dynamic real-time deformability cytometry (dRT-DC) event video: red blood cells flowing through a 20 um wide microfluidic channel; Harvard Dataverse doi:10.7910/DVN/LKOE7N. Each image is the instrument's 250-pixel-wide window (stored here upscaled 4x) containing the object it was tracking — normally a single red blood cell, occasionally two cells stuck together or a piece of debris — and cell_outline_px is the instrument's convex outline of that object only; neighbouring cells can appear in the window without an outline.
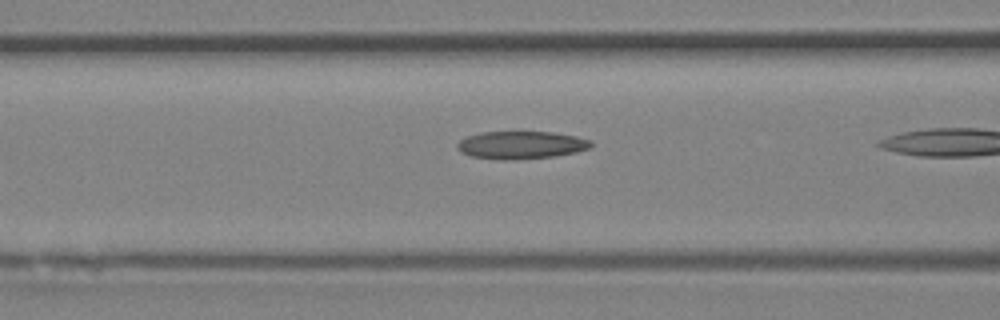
{"species": "Egyptian fruit bat (a non-hibernating species)", "species_latin": "Rousettus aegyptiacus", "temperature_condition": "room temperature", "stored_images_in_passage": 8, "segment_of_instrument_passage": [1, 2], "camera_frame_rate_fps": 3000, "um_per_image_px": 0.085, "animal": {"sex": "female"}, "frame": {"image": 1, "passage_image": 6, "time_ms": 1.667, "image_size_px": [1000, 320], "cell_outline_px": [[592, 148], [576, 152], [556, 156], [516, 160], [500, 160], [472, 156], [460, 152], [456, 148], [456, 144], [460, 140], [468, 136], [480, 132], [552, 132], [576, 136], [592, 140]], "centroid_in_image_um": [44.31, 12.33], "position_along_channel_um": 122.3, "area_um2": 21.85}}